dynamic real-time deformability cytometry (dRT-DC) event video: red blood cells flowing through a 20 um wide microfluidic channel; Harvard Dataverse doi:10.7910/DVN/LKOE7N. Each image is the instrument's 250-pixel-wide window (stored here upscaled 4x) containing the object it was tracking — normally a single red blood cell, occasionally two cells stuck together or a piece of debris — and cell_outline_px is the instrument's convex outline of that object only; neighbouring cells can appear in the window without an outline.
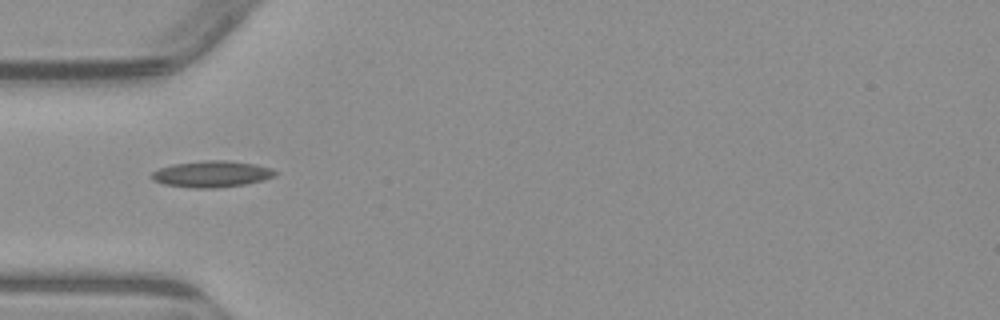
{"species": "common noctule bat (a hibernating species)", "species_latin": "Nyctalus noctula", "temperature_condition": "warm", "stored_images_in_passage": 4, "camera_frame_rate_fps": 3000, "um_per_image_px": 0.085, "animal": {"sex": "male", "body_mass_g": 23.1, "forearm_length_mm": 52.7}, "frame": {"image": 1, "passage_image": 1, "time_ms": 0.0, "image_size_px": [1000, 320], "cell_outline_px": [[276, 172], [272, 176], [264, 180], [244, 184], [216, 188], [192, 188], [164, 184], [152, 180], [152, 172], [160, 168], [172, 164], [204, 160], [228, 160], [256, 164], [272, 168]], "centroid_in_image_um": [17.98, 14.78], "position_along_channel_um": 67.0, "area_um2": 18.96}}
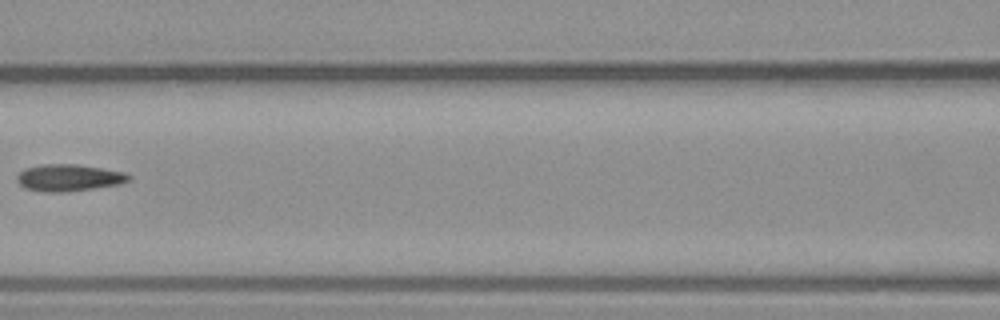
{"frame": {"image": 2, "passage_image": 3, "time_ms": 2.333, "image_size_px": [1000, 320], "cell_outline_px": [[132, 180], [120, 184], [64, 192], [44, 192], [28, 188], [20, 184], [16, 180], [16, 176], [20, 172], [28, 168], [44, 164], [76, 164], [124, 172], [132, 176]], "centroid_in_image_um": [5.89, 15.1], "position_along_channel_um": 160.7, "area_um2": 17.28}}
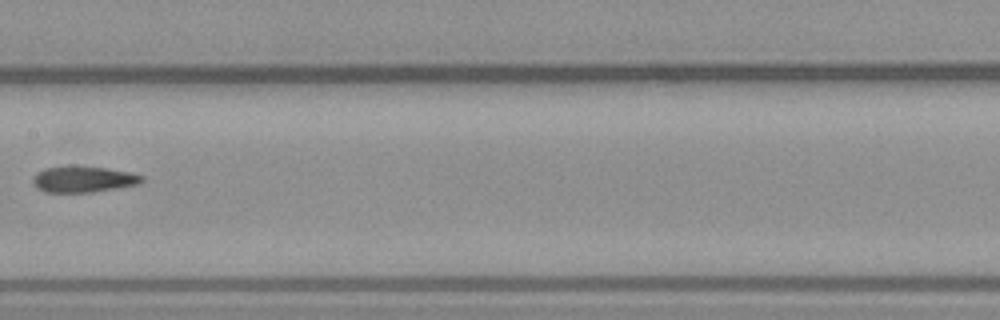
{"frame": {"image": 3, "passage_image": 4, "time_ms": 3.333, "image_size_px": [1000, 320], "cell_outline_px": [[144, 180], [140, 184], [88, 192], [44, 192], [32, 180], [44, 168], [108, 168], [132, 172], [144, 176]], "centroid_in_image_um": [7.2, 15.26], "position_along_channel_um": 200.2, "area_um2": 15.72}}